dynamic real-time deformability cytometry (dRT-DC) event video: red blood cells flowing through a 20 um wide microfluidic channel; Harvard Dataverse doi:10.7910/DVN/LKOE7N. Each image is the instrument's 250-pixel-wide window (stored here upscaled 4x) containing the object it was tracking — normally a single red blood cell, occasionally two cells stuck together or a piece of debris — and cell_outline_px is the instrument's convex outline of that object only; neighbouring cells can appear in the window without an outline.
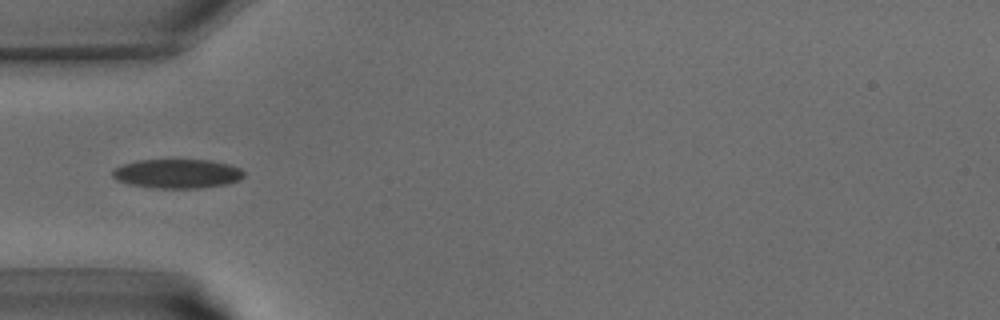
{"species": "common noctule bat (a hibernating species)", "species_latin": "Nyctalus noctula", "temperature_condition": "warm", "stored_images_in_passage": 10, "camera_frame_rate_fps": 3000, "um_per_image_px": 0.085, "animal": {"sex": "male", "body_mass_g": 15.6}, "frame": {"image": 1, "passage_image": 2, "time_ms": 0.333, "image_size_px": [1000, 320], "cell_outline_px": [[244, 176], [240, 180], [228, 184], [200, 188], [156, 188], [132, 184], [116, 180], [112, 176], [112, 172], [116, 168], [124, 164], [136, 160], [212, 160], [228, 164], [240, 168], [244, 172]], "centroid_in_image_um": [15.11, 14.76], "position_along_channel_um": 69.9, "area_um2": 22.31}}